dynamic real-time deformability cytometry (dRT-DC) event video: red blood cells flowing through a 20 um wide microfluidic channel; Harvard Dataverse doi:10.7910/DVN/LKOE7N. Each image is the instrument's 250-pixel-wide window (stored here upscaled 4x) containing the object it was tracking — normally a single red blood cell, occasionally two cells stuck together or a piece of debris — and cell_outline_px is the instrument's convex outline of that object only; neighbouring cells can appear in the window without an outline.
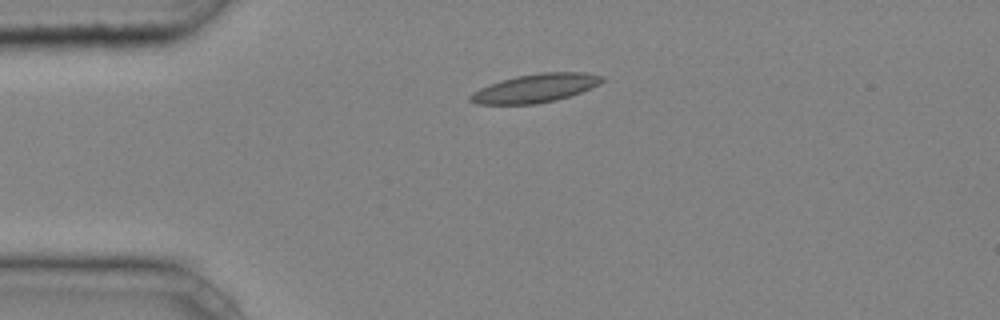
{"species": "common noctule bat (a hibernating species)", "species_latin": "Nyctalus noctula", "temperature_condition": "cold", "stored_images_in_passage": 31, "camera_frame_rate_fps": 3000, "um_per_image_px": 0.085, "animal": {"sex": "male", "body_mass_g": 20.4}, "frame": {"image": 1, "passage_image": 1, "time_ms": 0.0, "image_size_px": [1000, 320], "cell_outline_px": [[604, 80], [600, 84], [592, 88], [556, 100], [536, 104], [476, 104], [468, 100], [468, 96], [472, 92], [480, 88], [500, 80], [516, 76], [540, 72], [584, 72], [604, 76]], "centroid_in_image_um": [45.5, 7.49], "position_along_channel_um": 39.5, "area_um2": 22.02}}
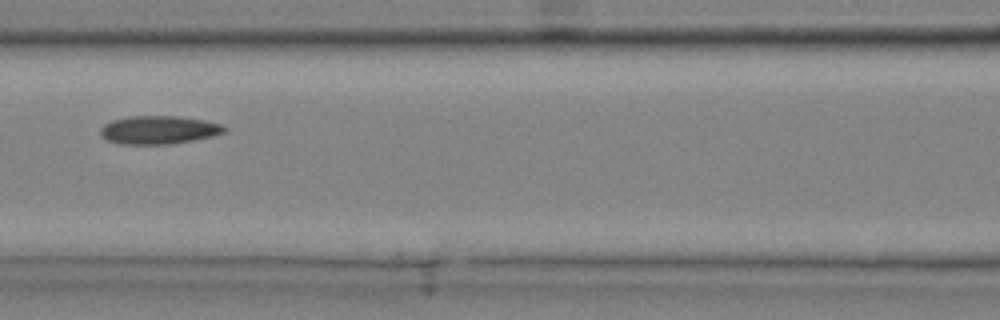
{"frame": {"image": 2, "passage_image": 11, "time_ms": 3.333, "image_size_px": [1000, 320], "cell_outline_px": [[228, 132], [212, 136], [172, 144], [116, 144], [108, 140], [100, 132], [100, 128], [104, 124], [112, 120], [128, 116], [176, 116], [204, 120], [220, 124], [228, 128]], "centroid_in_image_um": [13.51, 11.04], "position_along_channel_um": 153.1, "area_um2": 20.46}}
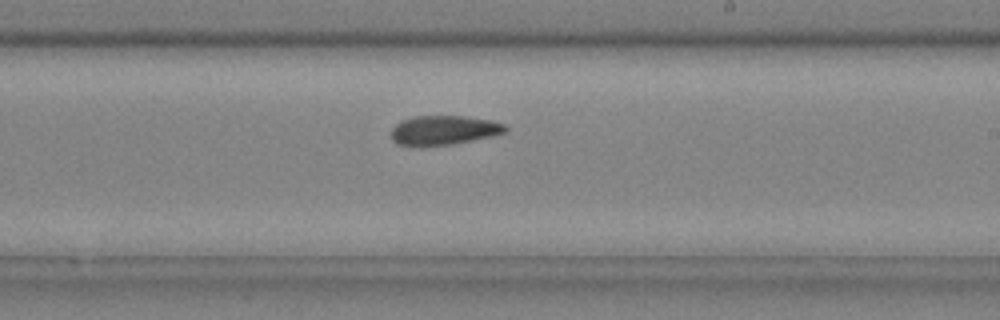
{"frame": {"image": 3, "passage_image": 18, "time_ms": 5.667, "image_size_px": [1000, 320], "cell_outline_px": [[508, 132], [492, 136], [452, 144], [424, 148], [412, 148], [396, 144], [392, 140], [392, 128], [396, 124], [404, 120], [416, 116], [464, 116], [488, 120], [504, 124], [508, 128]], "centroid_in_image_um": [37.68, 11.11], "position_along_channel_um": 251.3, "area_um2": 19.94}, "authors_computed_cell_mechanics": {"area_um2": 19.941, "velocity_mm_per_s": 4.2197, "shape_relaxation_time_tau1_ms": null, "shape_relaxation_time_tau2_ms": 8.6118, "deformation_change_tau1": null, "deformation_change_tau2": 0.1378}}